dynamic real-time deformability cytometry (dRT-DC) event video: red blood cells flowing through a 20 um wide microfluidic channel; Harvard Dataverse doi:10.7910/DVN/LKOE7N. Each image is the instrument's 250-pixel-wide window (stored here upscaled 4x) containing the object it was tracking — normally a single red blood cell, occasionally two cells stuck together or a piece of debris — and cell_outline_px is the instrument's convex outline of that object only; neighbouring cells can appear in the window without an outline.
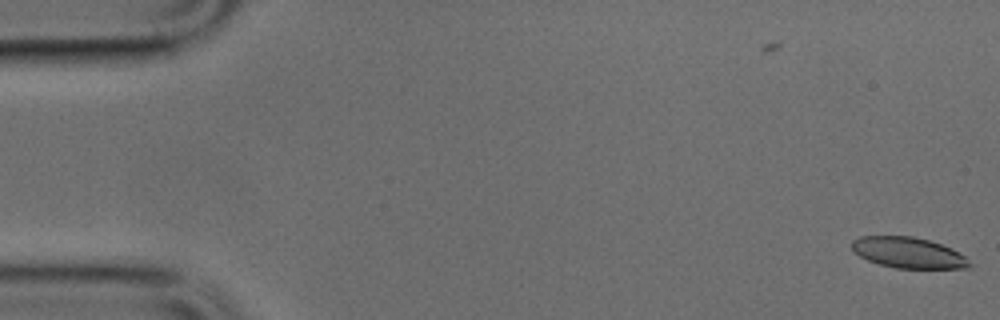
{"species": "common noctule bat (a hibernating species)", "species_latin": "Nyctalus noctula", "temperature_condition": "cold", "stored_images_in_passage": 5, "camera_frame_rate_fps": 3000, "um_per_image_px": 0.085, "animal": {"sex": "male", "body_mass_g": 17.9, "forearm_length_mm": 54.2}, "frame": {"image": 1, "passage_image": 5, "time_ms": 1.333, "image_size_px": [1000, 320], "cell_outline_px": [[972, 268], [896, 268], [880, 264], [868, 260], [860, 256], [852, 248], [852, 240], [860, 236], [912, 236], [928, 240], [952, 248], [964, 256], [972, 264]], "centroid_in_image_um": [77.22, 21.48], "position_along_channel_um": 7.8, "area_um2": 20.98}}